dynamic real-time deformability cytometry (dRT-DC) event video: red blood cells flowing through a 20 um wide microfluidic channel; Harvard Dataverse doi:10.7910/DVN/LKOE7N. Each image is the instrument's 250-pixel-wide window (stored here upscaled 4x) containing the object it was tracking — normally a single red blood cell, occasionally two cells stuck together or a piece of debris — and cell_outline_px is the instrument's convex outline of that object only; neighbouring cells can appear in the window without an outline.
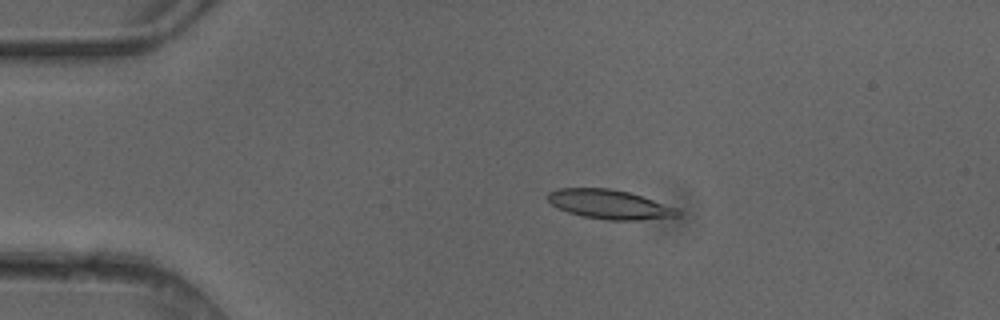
{"species": "common noctule bat (a hibernating species)", "species_latin": "Nyctalus noctula", "temperature_condition": "cold", "stored_images_in_passage": 4, "camera_frame_rate_fps": 3000, "um_per_image_px": 0.085, "animal": {"sex": "female"}, "frame": {"image": 1, "passage_image": 2, "time_ms": 0.333, "image_size_px": [1000, 320], "cell_outline_px": [[680, 216], [636, 220], [608, 220], [584, 216], [568, 212], [556, 208], [544, 196], [548, 192], [560, 188], [612, 188], [628, 192], [676, 208], [680, 212]], "centroid_in_image_um": [51.74, 17.36], "position_along_channel_um": 33.3, "area_um2": 21.96}}
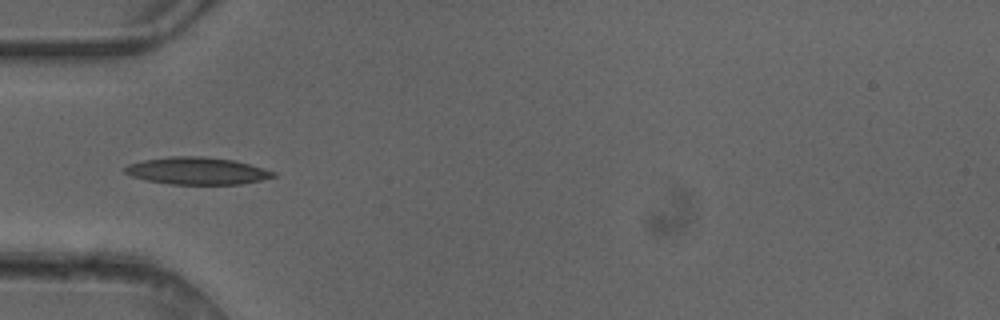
{"frame": {"image": 2, "passage_image": 4, "time_ms": 1.0, "image_size_px": [1000, 320], "cell_outline_px": [[276, 176], [260, 180], [240, 184], [168, 184], [144, 180], [132, 176], [124, 172], [124, 168], [128, 164], [144, 160], [172, 156], [204, 156], [232, 160], [248, 164], [276, 172]], "centroid_in_image_um": [16.71, 14.52], "position_along_channel_um": 68.3, "area_um2": 23.41}}